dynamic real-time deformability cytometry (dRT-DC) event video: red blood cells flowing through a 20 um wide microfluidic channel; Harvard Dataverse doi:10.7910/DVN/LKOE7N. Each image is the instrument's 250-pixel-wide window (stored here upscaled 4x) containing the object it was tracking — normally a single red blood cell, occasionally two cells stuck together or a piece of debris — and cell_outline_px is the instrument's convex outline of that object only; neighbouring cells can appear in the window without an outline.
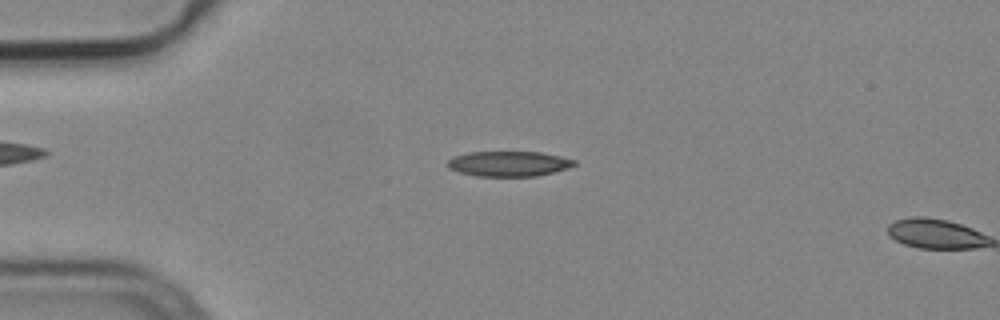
{"species": "common noctule bat (a hibernating species)", "species_latin": "Nyctalus noctula", "temperature_condition": "cold", "stored_images_in_passage": 4, "camera_frame_rate_fps": 3000, "um_per_image_px": 0.085, "animal": {"sex": "male", "body_mass_g": 19.2, "forearm_length_mm": 51.8}, "frame": {"image": 1, "passage_image": 3, "time_ms": 0.667, "image_size_px": [1000, 320], "cell_outline_px": [[576, 164], [568, 168], [536, 176], [476, 176], [460, 172], [448, 168], [444, 164], [452, 156], [468, 152], [540, 152], [560, 156], [576, 160]], "centroid_in_image_um": [43.2, 13.91], "position_along_channel_um": 41.8, "area_um2": 18.67}}